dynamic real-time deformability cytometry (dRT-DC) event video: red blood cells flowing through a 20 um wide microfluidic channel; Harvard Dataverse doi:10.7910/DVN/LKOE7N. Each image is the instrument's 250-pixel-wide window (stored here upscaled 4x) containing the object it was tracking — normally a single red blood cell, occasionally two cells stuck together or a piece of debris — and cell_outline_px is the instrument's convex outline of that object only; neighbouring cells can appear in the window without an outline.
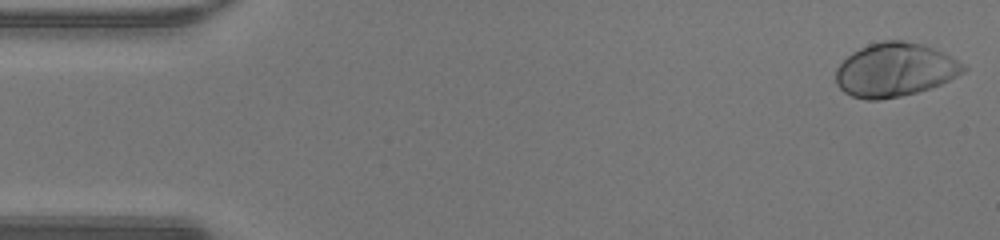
{"species": "human", "species_latin": "Homo sapiens", "temperature_condition": "warm", "stored_images_in_passage": 47, "camera_frame_rate_fps": 3000, "um_per_image_px": 0.085, "donor": {"sex": "male"}, "frame": {"image": 1, "passage_image": 1, "time_ms": 0.0, "image_size_px": [1000, 240], "cell_outline_px": [[968, 68], [964, 72], [940, 84], [916, 92], [900, 96], [880, 100], [868, 100], [852, 96], [844, 92], [836, 84], [836, 68], [852, 52], [868, 44], [884, 40], [904, 40], [920, 44], [932, 48], [952, 56]], "centroid_in_image_um": [76.05, 5.93], "position_along_channel_um": 9.0, "area_um2": 39.71}}
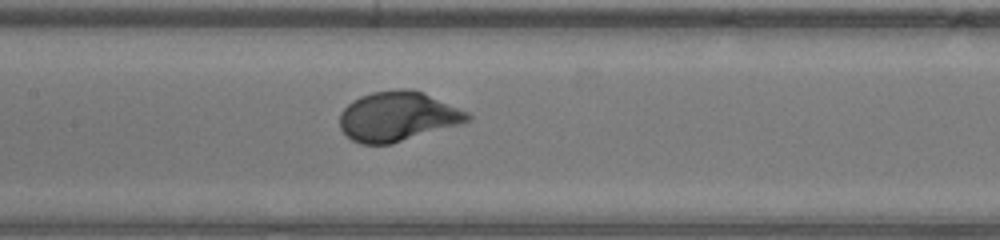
{"frame": {"image": 2, "passage_image": 22, "time_ms": 7.0, "image_size_px": [1000, 240], "cell_outline_px": [[472, 116], [468, 120], [460, 124], [392, 144], [360, 144], [352, 140], [340, 128], [340, 112], [352, 100], [360, 96], [372, 92], [400, 88], [404, 88], [424, 92], [468, 112]], "centroid_in_image_um": [33.79, 9.89], "position_along_channel_um": 173.6, "area_um2": 36.93}}
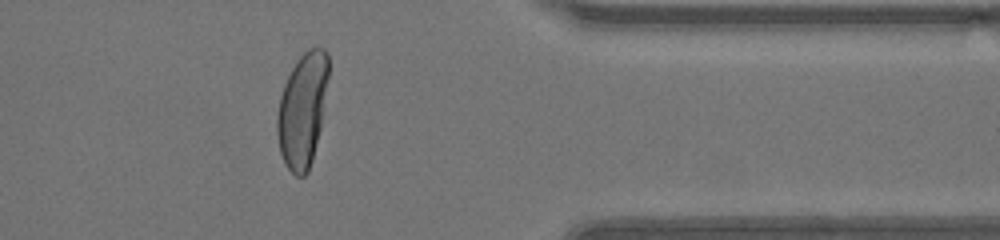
{"frame": {"image": 3, "passage_image": 38, "time_ms": 12.333, "image_size_px": [1000, 240], "cell_outline_px": [[328, 76], [320, 128], [312, 160], [308, 172], [304, 176], [296, 176], [284, 164], [280, 152], [276, 132], [276, 116], [280, 96], [284, 84], [296, 60], [308, 48], [324, 48], [328, 56]], "centroid_in_image_um": [25.68, 9.35], "position_along_channel_um": 385.7, "area_um2": 33.99}, "authors_computed_cell_mechanics": {"area_um2": 37.281, "velocity_mm_per_s": 4.3132, "shape_relaxation_time_tau1_ms": 2.3476, "shape_relaxation_time_tau2_ms": null, "deformation_change_tau1": 0.2, "deformation_change_tau2": null}}